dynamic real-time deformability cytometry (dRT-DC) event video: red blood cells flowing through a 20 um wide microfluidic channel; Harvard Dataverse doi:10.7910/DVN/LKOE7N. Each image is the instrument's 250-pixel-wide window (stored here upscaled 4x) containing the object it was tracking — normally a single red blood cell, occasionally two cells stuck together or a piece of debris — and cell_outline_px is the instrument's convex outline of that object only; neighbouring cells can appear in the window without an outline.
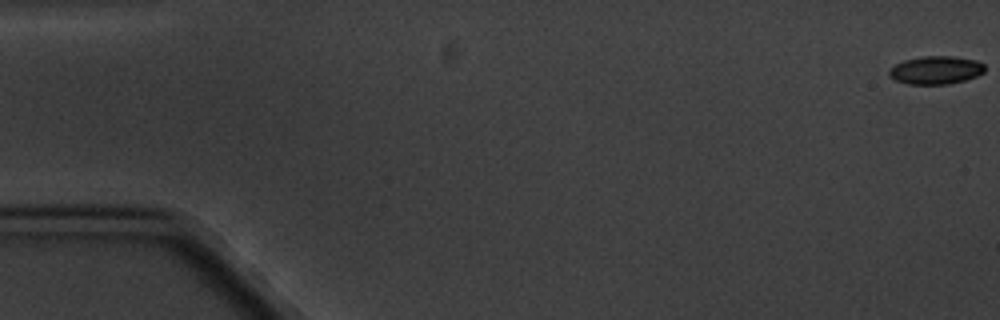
{"species": "common noctule bat (a hibernating species)", "species_latin": "Nyctalus noctula", "temperature_condition": "cold", "stored_images_in_passage": 4, "camera_frame_rate_fps": 3000, "um_per_image_px": 0.085, "animal": {"sex": "male", "body_mass_g": 20.1, "forearm_length_mm": 53.5}, "frame": {"image": 1, "passage_image": 1, "time_ms": 0.0, "image_size_px": [1000, 320], "cell_outline_px": [[984, 72], [976, 76], [964, 80], [948, 84], [908, 84], [896, 80], [888, 76], [888, 72], [896, 64], [904, 60], [924, 56], [952, 56], [976, 60], [984, 64]], "centroid_in_image_um": [79.54, 5.96], "position_along_channel_um": 5.5, "area_um2": 15.55}}